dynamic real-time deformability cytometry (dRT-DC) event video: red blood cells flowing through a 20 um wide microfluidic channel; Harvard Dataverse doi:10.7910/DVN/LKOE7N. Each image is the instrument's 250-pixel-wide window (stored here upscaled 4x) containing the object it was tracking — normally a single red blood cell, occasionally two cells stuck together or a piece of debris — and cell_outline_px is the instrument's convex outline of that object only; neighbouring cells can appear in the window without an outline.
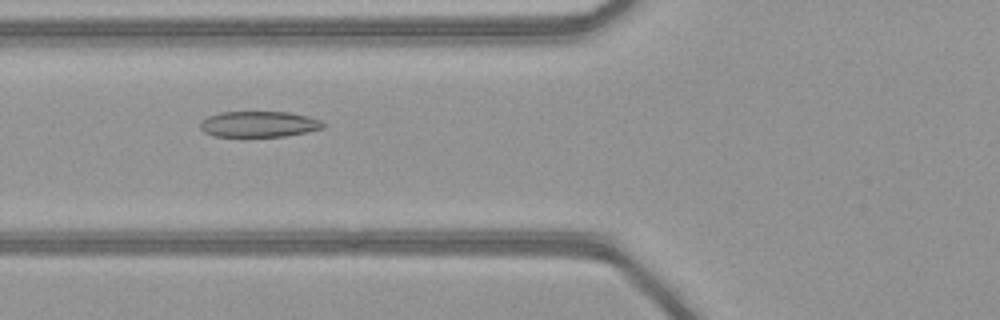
{"species": "common noctule bat (a hibernating species)", "species_latin": "Nyctalus noctula", "temperature_condition": "warm", "stored_images_in_passage": 51, "camera_frame_rate_fps": 3000, "um_per_image_px": 0.085, "animal": {"sex": "female", "body_mass_g": 21.9}, "frame": {"image": 1, "passage_image": 21, "time_ms": 6.667, "image_size_px": [1000, 320], "cell_outline_px": [[324, 128], [308, 132], [284, 136], [244, 140], [212, 136], [204, 132], [200, 128], [200, 120], [208, 116], [220, 112], [288, 112], [308, 116], [320, 120], [324, 124]], "centroid_in_image_um": [21.93, 10.61], "position_along_channel_um": 103.9, "area_um2": 19.59}}
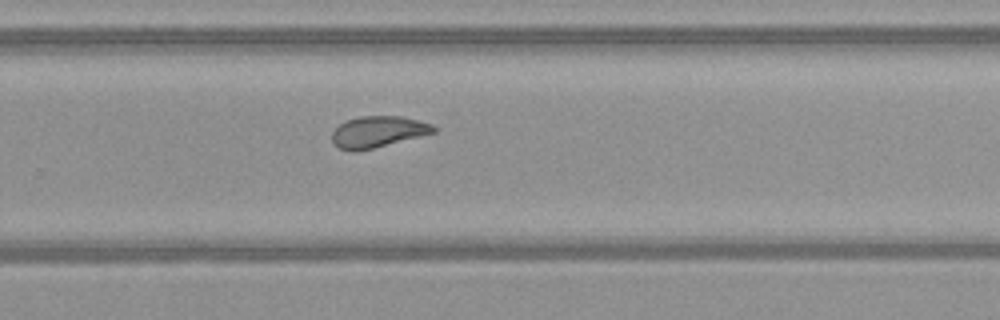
{"frame": {"image": 2, "passage_image": 35, "time_ms": 11.333, "image_size_px": [1000, 320], "cell_outline_px": [[436, 132], [356, 152], [352, 152], [340, 148], [332, 140], [332, 132], [340, 124], [348, 120], [360, 116], [400, 116], [432, 124], [436, 128]], "centroid_in_image_um": [32.11, 11.2], "position_along_channel_um": 297.7, "area_um2": 18.21}}
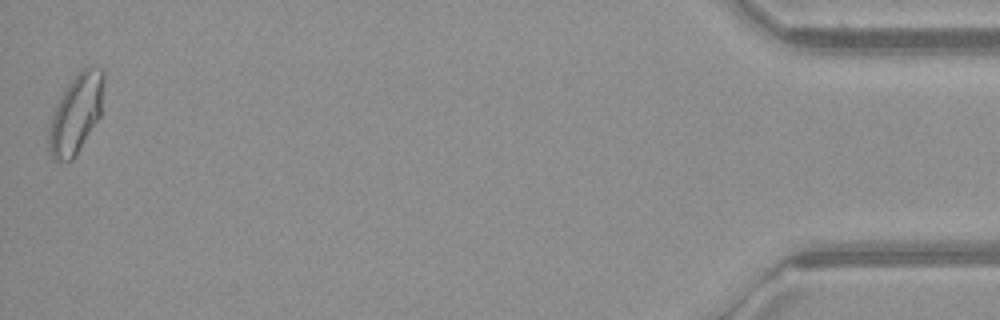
{"frame": {"image": 3, "passage_image": 51, "time_ms": 16.667, "image_size_px": [1000, 320], "cell_outline_px": [[104, 80], [100, 116], [76, 156], [72, 160], [52, 160], [48, 148], [48, 132], [52, 116], [56, 104], [72, 80], [88, 64], [104, 68]], "centroid_in_image_um": [6.48, 9.67], "position_along_channel_um": 428.7, "area_um2": 25.2}, "authors_computed_cell_mechanics": {"area_um2": 20.7502, "velocity_mm_per_s": 4.1517, "shape_relaxation_time_tau1_ms": 5.9147, "shape_relaxation_time_tau2_ms": 1.6413, "deformation_change_tau1": 0.1736, "deformation_change_tau2": 0.0654}}